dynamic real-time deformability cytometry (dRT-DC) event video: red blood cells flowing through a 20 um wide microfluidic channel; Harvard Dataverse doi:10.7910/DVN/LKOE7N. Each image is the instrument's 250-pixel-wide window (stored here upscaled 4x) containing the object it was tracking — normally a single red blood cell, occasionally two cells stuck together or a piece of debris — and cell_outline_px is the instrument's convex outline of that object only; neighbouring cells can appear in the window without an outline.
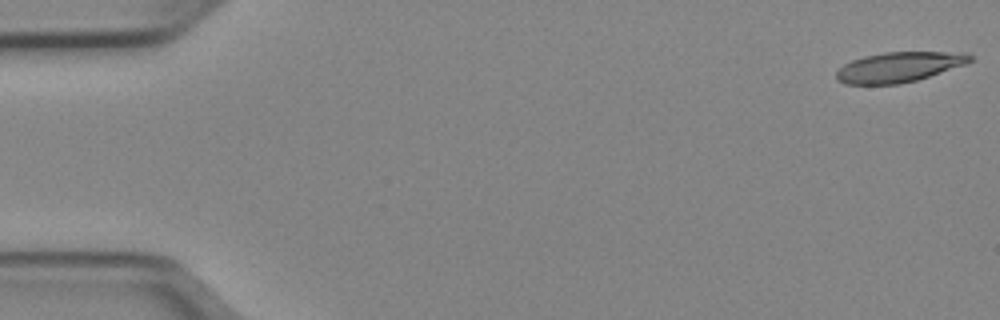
{"species": "Egyptian fruit bat (a non-hibernating species)", "species_latin": "Rousettus aegyptiacus", "temperature_condition": "cold", "stored_images_in_passage": 22, "camera_frame_rate_fps": 3000, "um_per_image_px": 0.085, "animal": {"sex": "female"}, "frame": {"image": 1, "passage_image": 1, "time_ms": 0.0, "image_size_px": [1000, 320], "cell_outline_px": [[972, 60], [968, 64], [916, 80], [900, 84], [844, 84], [836, 80], [836, 72], [844, 64], [852, 60], [864, 56], [884, 52], [968, 52], [972, 56]], "centroid_in_image_um": [76.44, 5.69], "position_along_channel_um": 8.6, "area_um2": 23.58}}
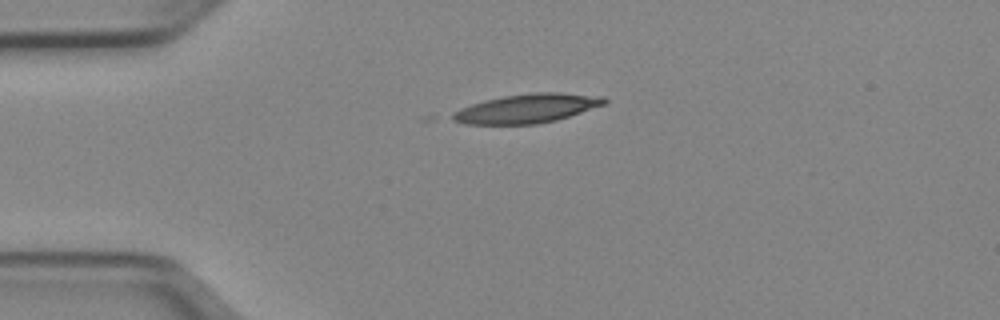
{"frame": {"image": 2, "passage_image": 12, "time_ms": 3.667, "image_size_px": [1000, 320], "cell_outline_px": [[608, 100], [604, 104], [556, 120], [536, 124], [464, 124], [452, 120], [444, 116], [460, 108], [484, 100], [504, 96], [532, 92], [560, 92], [604, 96]], "centroid_in_image_um": [44.72, 9.21], "position_along_channel_um": 40.3, "area_um2": 25.84}}